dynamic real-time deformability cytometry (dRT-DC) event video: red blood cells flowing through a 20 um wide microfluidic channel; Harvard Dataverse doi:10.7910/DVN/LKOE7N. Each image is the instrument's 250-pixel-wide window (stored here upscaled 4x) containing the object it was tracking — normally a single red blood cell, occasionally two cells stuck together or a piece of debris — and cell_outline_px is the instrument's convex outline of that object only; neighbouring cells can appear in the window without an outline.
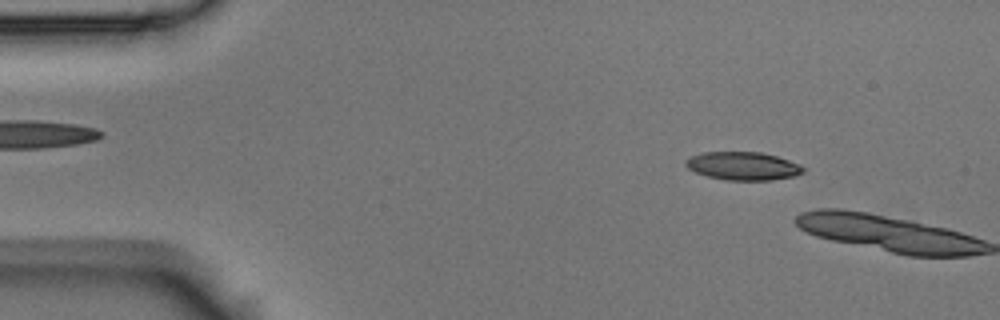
{"species": "Egyptian fruit bat (a non-hibernating species)", "species_latin": "Rousettus aegyptiacus", "temperature_condition": "room temperature", "stored_images_in_passage": 7, "camera_frame_rate_fps": 3000, "um_per_image_px": 0.085, "animal": {"sex": "male"}, "frame": {"image": 1, "passage_image": 6, "time_ms": 1.667, "image_size_px": [1000, 320], "cell_outline_px": [[804, 172], [796, 176], [772, 180], [724, 180], [708, 176], [696, 172], [688, 168], [684, 164], [684, 160], [692, 156], [704, 152], [760, 152], [776, 156], [800, 164], [804, 168]], "centroid_in_image_um": [63.16, 14.11], "position_along_channel_um": 21.8, "area_um2": 19.31}}